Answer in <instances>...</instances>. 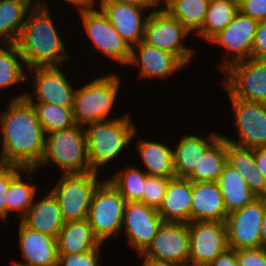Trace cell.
<instances>
[{"label": "cell", "mask_w": 266, "mask_h": 266, "mask_svg": "<svg viewBox=\"0 0 266 266\" xmlns=\"http://www.w3.org/2000/svg\"><path fill=\"white\" fill-rule=\"evenodd\" d=\"M24 96L13 98L0 116V164L37 170L44 155L46 136L34 106Z\"/></svg>", "instance_id": "1"}, {"label": "cell", "mask_w": 266, "mask_h": 266, "mask_svg": "<svg viewBox=\"0 0 266 266\" xmlns=\"http://www.w3.org/2000/svg\"><path fill=\"white\" fill-rule=\"evenodd\" d=\"M16 43L24 65L34 67L60 65L69 58L53 24L47 3H34ZM61 62V63H60Z\"/></svg>", "instance_id": "2"}, {"label": "cell", "mask_w": 266, "mask_h": 266, "mask_svg": "<svg viewBox=\"0 0 266 266\" xmlns=\"http://www.w3.org/2000/svg\"><path fill=\"white\" fill-rule=\"evenodd\" d=\"M128 115L120 118L96 121L87 124L86 143L90 169L97 172L100 166L109 161L127 147L136 133L135 126Z\"/></svg>", "instance_id": "3"}, {"label": "cell", "mask_w": 266, "mask_h": 266, "mask_svg": "<svg viewBox=\"0 0 266 266\" xmlns=\"http://www.w3.org/2000/svg\"><path fill=\"white\" fill-rule=\"evenodd\" d=\"M82 125L51 132L45 136V151L39 165L51 161L60 167L63 175L90 172L86 133Z\"/></svg>", "instance_id": "4"}, {"label": "cell", "mask_w": 266, "mask_h": 266, "mask_svg": "<svg viewBox=\"0 0 266 266\" xmlns=\"http://www.w3.org/2000/svg\"><path fill=\"white\" fill-rule=\"evenodd\" d=\"M119 83L118 77L111 74L100 76L76 90L72 107L75 123L86 126L106 120L118 93Z\"/></svg>", "instance_id": "5"}, {"label": "cell", "mask_w": 266, "mask_h": 266, "mask_svg": "<svg viewBox=\"0 0 266 266\" xmlns=\"http://www.w3.org/2000/svg\"><path fill=\"white\" fill-rule=\"evenodd\" d=\"M125 199L109 180L95 188L87 220L101 243L122 229Z\"/></svg>", "instance_id": "6"}, {"label": "cell", "mask_w": 266, "mask_h": 266, "mask_svg": "<svg viewBox=\"0 0 266 266\" xmlns=\"http://www.w3.org/2000/svg\"><path fill=\"white\" fill-rule=\"evenodd\" d=\"M97 172L63 175L50 191L57 199L65 222L87 219L90 201L97 181Z\"/></svg>", "instance_id": "7"}, {"label": "cell", "mask_w": 266, "mask_h": 266, "mask_svg": "<svg viewBox=\"0 0 266 266\" xmlns=\"http://www.w3.org/2000/svg\"><path fill=\"white\" fill-rule=\"evenodd\" d=\"M189 33L190 31L180 21L162 8L148 14L143 41L174 54L186 65L194 51L183 45L181 40Z\"/></svg>", "instance_id": "8"}, {"label": "cell", "mask_w": 266, "mask_h": 266, "mask_svg": "<svg viewBox=\"0 0 266 266\" xmlns=\"http://www.w3.org/2000/svg\"><path fill=\"white\" fill-rule=\"evenodd\" d=\"M224 86L236 99L266 104V60L246 59L229 65Z\"/></svg>", "instance_id": "9"}, {"label": "cell", "mask_w": 266, "mask_h": 266, "mask_svg": "<svg viewBox=\"0 0 266 266\" xmlns=\"http://www.w3.org/2000/svg\"><path fill=\"white\" fill-rule=\"evenodd\" d=\"M189 266H208L229 249L226 223L194 221L188 223Z\"/></svg>", "instance_id": "10"}, {"label": "cell", "mask_w": 266, "mask_h": 266, "mask_svg": "<svg viewBox=\"0 0 266 266\" xmlns=\"http://www.w3.org/2000/svg\"><path fill=\"white\" fill-rule=\"evenodd\" d=\"M265 204L266 197H257L227 216L226 226L230 249L261 248L260 230Z\"/></svg>", "instance_id": "11"}, {"label": "cell", "mask_w": 266, "mask_h": 266, "mask_svg": "<svg viewBox=\"0 0 266 266\" xmlns=\"http://www.w3.org/2000/svg\"><path fill=\"white\" fill-rule=\"evenodd\" d=\"M140 256L189 266L188 223L163 222L151 245Z\"/></svg>", "instance_id": "12"}, {"label": "cell", "mask_w": 266, "mask_h": 266, "mask_svg": "<svg viewBox=\"0 0 266 266\" xmlns=\"http://www.w3.org/2000/svg\"><path fill=\"white\" fill-rule=\"evenodd\" d=\"M80 13L84 28L94 46L110 59L127 65L131 47L114 29L102 10L90 9Z\"/></svg>", "instance_id": "13"}, {"label": "cell", "mask_w": 266, "mask_h": 266, "mask_svg": "<svg viewBox=\"0 0 266 266\" xmlns=\"http://www.w3.org/2000/svg\"><path fill=\"white\" fill-rule=\"evenodd\" d=\"M239 141L226 138L228 143L243 148L266 147V104L236 99L230 94Z\"/></svg>", "instance_id": "14"}, {"label": "cell", "mask_w": 266, "mask_h": 266, "mask_svg": "<svg viewBox=\"0 0 266 266\" xmlns=\"http://www.w3.org/2000/svg\"><path fill=\"white\" fill-rule=\"evenodd\" d=\"M158 211L143 202H126L123 224L130 246L143 254L163 223Z\"/></svg>", "instance_id": "15"}, {"label": "cell", "mask_w": 266, "mask_h": 266, "mask_svg": "<svg viewBox=\"0 0 266 266\" xmlns=\"http://www.w3.org/2000/svg\"><path fill=\"white\" fill-rule=\"evenodd\" d=\"M259 22L255 19L242 15L240 12L233 20L210 42L217 43L226 48L227 56L221 65V69H226L229 65L252 58V45L257 32Z\"/></svg>", "instance_id": "16"}, {"label": "cell", "mask_w": 266, "mask_h": 266, "mask_svg": "<svg viewBox=\"0 0 266 266\" xmlns=\"http://www.w3.org/2000/svg\"><path fill=\"white\" fill-rule=\"evenodd\" d=\"M99 2L102 12L130 47L143 40L148 15L143 20L142 11L146 8L116 0Z\"/></svg>", "instance_id": "17"}, {"label": "cell", "mask_w": 266, "mask_h": 266, "mask_svg": "<svg viewBox=\"0 0 266 266\" xmlns=\"http://www.w3.org/2000/svg\"><path fill=\"white\" fill-rule=\"evenodd\" d=\"M34 89L37 103L72 108L76 90L58 66L34 67Z\"/></svg>", "instance_id": "18"}, {"label": "cell", "mask_w": 266, "mask_h": 266, "mask_svg": "<svg viewBox=\"0 0 266 266\" xmlns=\"http://www.w3.org/2000/svg\"><path fill=\"white\" fill-rule=\"evenodd\" d=\"M19 239L26 264L15 261L14 266H57L59 254L56 238L34 231L20 222Z\"/></svg>", "instance_id": "19"}, {"label": "cell", "mask_w": 266, "mask_h": 266, "mask_svg": "<svg viewBox=\"0 0 266 266\" xmlns=\"http://www.w3.org/2000/svg\"><path fill=\"white\" fill-rule=\"evenodd\" d=\"M191 202L190 223L194 221L226 223L228 214L217 181L193 183Z\"/></svg>", "instance_id": "20"}, {"label": "cell", "mask_w": 266, "mask_h": 266, "mask_svg": "<svg viewBox=\"0 0 266 266\" xmlns=\"http://www.w3.org/2000/svg\"><path fill=\"white\" fill-rule=\"evenodd\" d=\"M137 47L139 56L135 53ZM131 47L128 64H139L140 76L151 78H165L185 65L172 53L160 50L145 43L143 40Z\"/></svg>", "instance_id": "21"}, {"label": "cell", "mask_w": 266, "mask_h": 266, "mask_svg": "<svg viewBox=\"0 0 266 266\" xmlns=\"http://www.w3.org/2000/svg\"><path fill=\"white\" fill-rule=\"evenodd\" d=\"M193 182L187 178L169 180L158 213L164 222L190 223Z\"/></svg>", "instance_id": "22"}, {"label": "cell", "mask_w": 266, "mask_h": 266, "mask_svg": "<svg viewBox=\"0 0 266 266\" xmlns=\"http://www.w3.org/2000/svg\"><path fill=\"white\" fill-rule=\"evenodd\" d=\"M21 222L34 231L54 238L65 224L58 201L51 192L37 204L34 203Z\"/></svg>", "instance_id": "23"}, {"label": "cell", "mask_w": 266, "mask_h": 266, "mask_svg": "<svg viewBox=\"0 0 266 266\" xmlns=\"http://www.w3.org/2000/svg\"><path fill=\"white\" fill-rule=\"evenodd\" d=\"M222 137L211 133L207 142L200 136L184 135L178 146L173 151V164L175 176L186 178L197 166L201 157Z\"/></svg>", "instance_id": "24"}, {"label": "cell", "mask_w": 266, "mask_h": 266, "mask_svg": "<svg viewBox=\"0 0 266 266\" xmlns=\"http://www.w3.org/2000/svg\"><path fill=\"white\" fill-rule=\"evenodd\" d=\"M56 240L58 254L86 253L102 245L87 219L65 222Z\"/></svg>", "instance_id": "25"}, {"label": "cell", "mask_w": 266, "mask_h": 266, "mask_svg": "<svg viewBox=\"0 0 266 266\" xmlns=\"http://www.w3.org/2000/svg\"><path fill=\"white\" fill-rule=\"evenodd\" d=\"M227 163L242 176L257 197H266V177L256 167L254 149L227 142Z\"/></svg>", "instance_id": "26"}, {"label": "cell", "mask_w": 266, "mask_h": 266, "mask_svg": "<svg viewBox=\"0 0 266 266\" xmlns=\"http://www.w3.org/2000/svg\"><path fill=\"white\" fill-rule=\"evenodd\" d=\"M217 182L222 192L228 215L257 198L248 187L247 182L228 163L225 164Z\"/></svg>", "instance_id": "27"}, {"label": "cell", "mask_w": 266, "mask_h": 266, "mask_svg": "<svg viewBox=\"0 0 266 266\" xmlns=\"http://www.w3.org/2000/svg\"><path fill=\"white\" fill-rule=\"evenodd\" d=\"M33 0H0V40L17 43Z\"/></svg>", "instance_id": "28"}, {"label": "cell", "mask_w": 266, "mask_h": 266, "mask_svg": "<svg viewBox=\"0 0 266 266\" xmlns=\"http://www.w3.org/2000/svg\"><path fill=\"white\" fill-rule=\"evenodd\" d=\"M138 150L145 167L148 169L145 171L148 175L176 177L171 148L158 142L141 139L138 141Z\"/></svg>", "instance_id": "29"}, {"label": "cell", "mask_w": 266, "mask_h": 266, "mask_svg": "<svg viewBox=\"0 0 266 266\" xmlns=\"http://www.w3.org/2000/svg\"><path fill=\"white\" fill-rule=\"evenodd\" d=\"M239 13V3L236 0H210L208 10L197 35L211 41Z\"/></svg>", "instance_id": "30"}, {"label": "cell", "mask_w": 266, "mask_h": 266, "mask_svg": "<svg viewBox=\"0 0 266 266\" xmlns=\"http://www.w3.org/2000/svg\"><path fill=\"white\" fill-rule=\"evenodd\" d=\"M227 163V141L221 137L205 154L201 157L197 166L186 177L193 183L218 181L219 176Z\"/></svg>", "instance_id": "31"}, {"label": "cell", "mask_w": 266, "mask_h": 266, "mask_svg": "<svg viewBox=\"0 0 266 266\" xmlns=\"http://www.w3.org/2000/svg\"><path fill=\"white\" fill-rule=\"evenodd\" d=\"M165 1V2H164ZM163 8L190 32L202 28L210 0H164Z\"/></svg>", "instance_id": "32"}, {"label": "cell", "mask_w": 266, "mask_h": 266, "mask_svg": "<svg viewBox=\"0 0 266 266\" xmlns=\"http://www.w3.org/2000/svg\"><path fill=\"white\" fill-rule=\"evenodd\" d=\"M24 95V98L34 106L45 135L46 133L69 129L76 125L72 108H64L48 103H36L32 96L27 93H24Z\"/></svg>", "instance_id": "33"}, {"label": "cell", "mask_w": 266, "mask_h": 266, "mask_svg": "<svg viewBox=\"0 0 266 266\" xmlns=\"http://www.w3.org/2000/svg\"><path fill=\"white\" fill-rule=\"evenodd\" d=\"M6 46L7 49L0 46V89L13 86L27 79V74L23 70V57L17 44L7 43Z\"/></svg>", "instance_id": "34"}, {"label": "cell", "mask_w": 266, "mask_h": 266, "mask_svg": "<svg viewBox=\"0 0 266 266\" xmlns=\"http://www.w3.org/2000/svg\"><path fill=\"white\" fill-rule=\"evenodd\" d=\"M148 174L135 167L118 171L109 181L120 192L126 202H141L144 184Z\"/></svg>", "instance_id": "35"}, {"label": "cell", "mask_w": 266, "mask_h": 266, "mask_svg": "<svg viewBox=\"0 0 266 266\" xmlns=\"http://www.w3.org/2000/svg\"><path fill=\"white\" fill-rule=\"evenodd\" d=\"M20 173L12 180L5 196L6 217L8 211H20L23 218L30 207L36 194V185L21 180Z\"/></svg>", "instance_id": "36"}, {"label": "cell", "mask_w": 266, "mask_h": 266, "mask_svg": "<svg viewBox=\"0 0 266 266\" xmlns=\"http://www.w3.org/2000/svg\"><path fill=\"white\" fill-rule=\"evenodd\" d=\"M170 179L164 176L147 175L144 184V196L141 202L158 210Z\"/></svg>", "instance_id": "37"}, {"label": "cell", "mask_w": 266, "mask_h": 266, "mask_svg": "<svg viewBox=\"0 0 266 266\" xmlns=\"http://www.w3.org/2000/svg\"><path fill=\"white\" fill-rule=\"evenodd\" d=\"M35 168H23L17 165H3L0 164V215L6 219V203L5 196L9 189L12 180L23 171L27 174L34 171Z\"/></svg>", "instance_id": "38"}, {"label": "cell", "mask_w": 266, "mask_h": 266, "mask_svg": "<svg viewBox=\"0 0 266 266\" xmlns=\"http://www.w3.org/2000/svg\"><path fill=\"white\" fill-rule=\"evenodd\" d=\"M78 254H59L57 266H98L99 250Z\"/></svg>", "instance_id": "39"}, {"label": "cell", "mask_w": 266, "mask_h": 266, "mask_svg": "<svg viewBox=\"0 0 266 266\" xmlns=\"http://www.w3.org/2000/svg\"><path fill=\"white\" fill-rule=\"evenodd\" d=\"M239 266H266V248L236 250Z\"/></svg>", "instance_id": "40"}, {"label": "cell", "mask_w": 266, "mask_h": 266, "mask_svg": "<svg viewBox=\"0 0 266 266\" xmlns=\"http://www.w3.org/2000/svg\"><path fill=\"white\" fill-rule=\"evenodd\" d=\"M239 12L259 21L266 20V0H239Z\"/></svg>", "instance_id": "41"}, {"label": "cell", "mask_w": 266, "mask_h": 266, "mask_svg": "<svg viewBox=\"0 0 266 266\" xmlns=\"http://www.w3.org/2000/svg\"><path fill=\"white\" fill-rule=\"evenodd\" d=\"M252 58L266 60V20L259 21L252 45Z\"/></svg>", "instance_id": "42"}, {"label": "cell", "mask_w": 266, "mask_h": 266, "mask_svg": "<svg viewBox=\"0 0 266 266\" xmlns=\"http://www.w3.org/2000/svg\"><path fill=\"white\" fill-rule=\"evenodd\" d=\"M208 266H239L236 250L228 249L217 256Z\"/></svg>", "instance_id": "43"}, {"label": "cell", "mask_w": 266, "mask_h": 266, "mask_svg": "<svg viewBox=\"0 0 266 266\" xmlns=\"http://www.w3.org/2000/svg\"><path fill=\"white\" fill-rule=\"evenodd\" d=\"M254 156L256 160V167L266 177V147H259L254 149Z\"/></svg>", "instance_id": "44"}, {"label": "cell", "mask_w": 266, "mask_h": 266, "mask_svg": "<svg viewBox=\"0 0 266 266\" xmlns=\"http://www.w3.org/2000/svg\"><path fill=\"white\" fill-rule=\"evenodd\" d=\"M119 2H124L132 5L139 6L141 8H156L160 6L162 0H116Z\"/></svg>", "instance_id": "45"}, {"label": "cell", "mask_w": 266, "mask_h": 266, "mask_svg": "<svg viewBox=\"0 0 266 266\" xmlns=\"http://www.w3.org/2000/svg\"><path fill=\"white\" fill-rule=\"evenodd\" d=\"M67 3H71L79 6L80 12L93 9L95 0H64Z\"/></svg>", "instance_id": "46"}, {"label": "cell", "mask_w": 266, "mask_h": 266, "mask_svg": "<svg viewBox=\"0 0 266 266\" xmlns=\"http://www.w3.org/2000/svg\"><path fill=\"white\" fill-rule=\"evenodd\" d=\"M260 237H261V247L266 248V204H265L264 213H263L262 220H261Z\"/></svg>", "instance_id": "47"}, {"label": "cell", "mask_w": 266, "mask_h": 266, "mask_svg": "<svg viewBox=\"0 0 266 266\" xmlns=\"http://www.w3.org/2000/svg\"><path fill=\"white\" fill-rule=\"evenodd\" d=\"M144 265L143 266H178L173 263H168L160 260L150 259L147 257H144Z\"/></svg>", "instance_id": "48"}]
</instances>
